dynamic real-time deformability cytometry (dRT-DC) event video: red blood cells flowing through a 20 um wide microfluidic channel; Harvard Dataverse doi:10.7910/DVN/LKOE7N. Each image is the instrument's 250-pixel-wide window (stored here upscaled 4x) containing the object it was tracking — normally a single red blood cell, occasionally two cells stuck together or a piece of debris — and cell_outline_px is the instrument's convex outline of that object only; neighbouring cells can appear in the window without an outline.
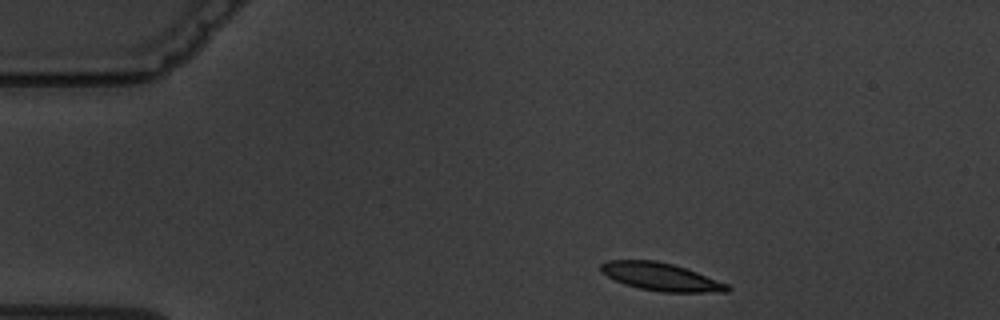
{"species": "common noctule bat (a hibernating species)", "species_latin": "Nyctalus noctula", "temperature_condition": "warm", "stored_images_in_passage": 3, "camera_frame_rate_fps": 3000, "um_per_image_px": 0.085, "animal": {"sex": "male", "body_mass_g": 19.5, "forearm_length_mm": 54.6}, "frame": {"image": 1, "passage_image": 1, "time_ms": 0.0, "image_size_px": [1000, 320], "cell_outline_px": [[732, 288], [728, 292], [660, 292], [640, 288], [624, 284], [600, 272], [600, 264], [608, 260], [656, 260], [672, 264], [696, 272], [728, 284]], "centroid_in_image_um": [56.17, 23.53], "position_along_channel_um": 28.8, "area_um2": 20.4}}